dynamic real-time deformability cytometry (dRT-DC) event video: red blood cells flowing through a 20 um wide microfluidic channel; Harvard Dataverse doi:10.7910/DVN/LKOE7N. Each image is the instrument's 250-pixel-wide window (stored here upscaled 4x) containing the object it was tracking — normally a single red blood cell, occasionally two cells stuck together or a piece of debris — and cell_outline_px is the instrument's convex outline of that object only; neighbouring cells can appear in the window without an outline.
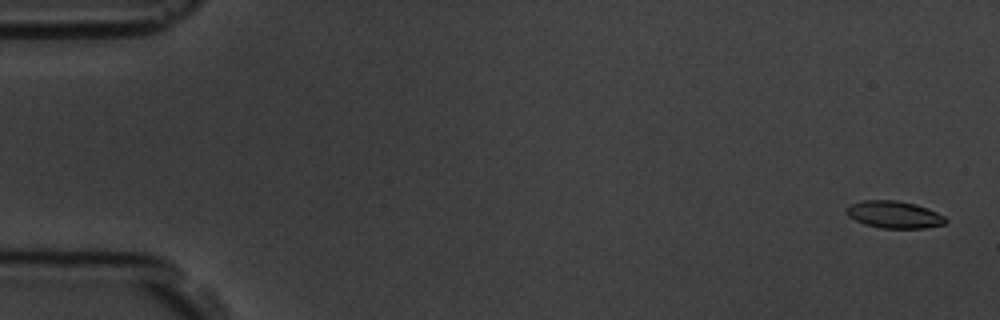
{"species": "common noctule bat (a hibernating species)", "species_latin": "Nyctalus noctula", "temperature_condition": "room temperature", "stored_images_in_passage": 57, "camera_frame_rate_fps": 3000, "um_per_image_px": 0.085, "animal": {"sex": "male", "body_mass_g": 19.5, "forearm_length_mm": 54.6}, "frame": {"image": 1, "passage_image": 2, "time_ms": 0.333, "image_size_px": [1000, 320], "cell_outline_px": [[948, 220], [944, 224], [924, 228], [880, 228], [864, 224], [848, 216], [844, 212], [844, 208], [860, 200], [896, 200], [916, 204], [928, 208], [944, 216]], "centroid_in_image_um": [75.97, 18.23], "position_along_channel_um": 9.0, "area_um2": 15.84}}
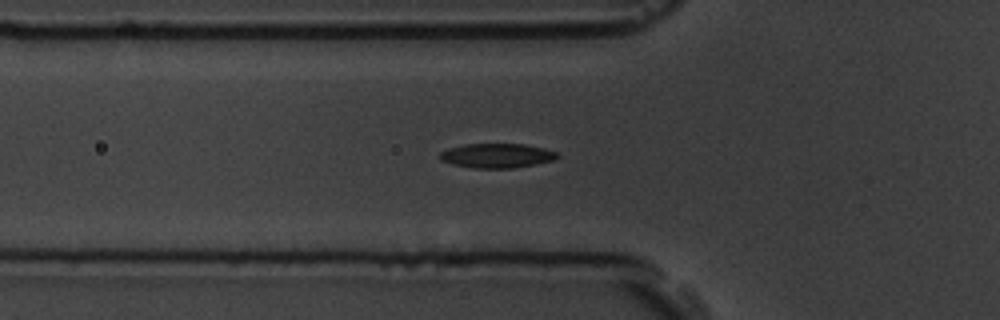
{"frame": {"image": 2, "passage_image": 20, "time_ms": 6.333, "image_size_px": [1000, 320], "cell_outline_px": [[560, 156], [552, 160], [536, 164], [512, 168], [476, 168], [452, 164], [440, 160], [440, 152], [448, 148], [464, 144], [524, 144], [544, 148], [556, 152]], "centroid_in_image_um": [42.22, 13.22], "position_along_channel_um": 83.6, "area_um2": 16.65}}
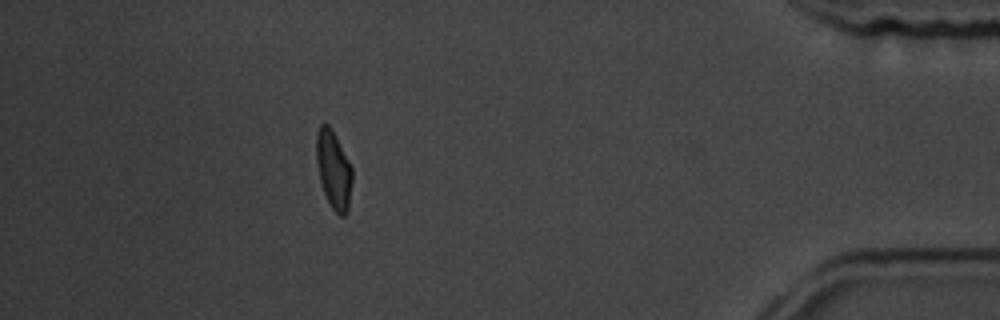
{"frame": {"image": 3, "passage_image": 51, "time_ms": 16.667, "image_size_px": [1000, 320], "cell_outline_px": [[352, 180], [348, 208], [344, 216], [340, 216], [332, 208], [324, 192], [320, 180], [316, 160], [316, 136], [320, 124], [328, 124], [332, 128], [352, 168]], "centroid_in_image_um": [28.35, 14.4], "position_along_channel_um": 406.9, "area_um2": 16.13}, "authors_computed_cell_mechanics": {"area_um2": 16.2996, "velocity_mm_per_s": 3.622, "shape_relaxation_time_tau1_ms": 2.8314, "shape_relaxation_time_tau2_ms": 1.674, "deformation_change_tau1": 0.1306, "deformation_change_tau2": 0.0661}}